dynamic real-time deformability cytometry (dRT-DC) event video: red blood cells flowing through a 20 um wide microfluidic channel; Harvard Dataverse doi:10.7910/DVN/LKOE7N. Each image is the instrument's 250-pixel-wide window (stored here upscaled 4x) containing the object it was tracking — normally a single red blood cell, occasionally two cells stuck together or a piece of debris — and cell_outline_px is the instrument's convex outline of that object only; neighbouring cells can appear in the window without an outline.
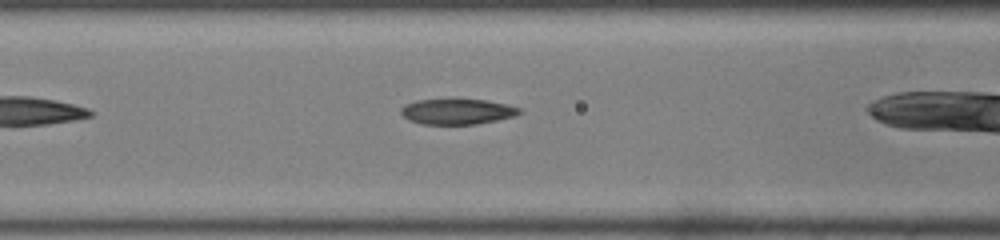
{"species": "common noctule bat (a hibernating species)", "species_latin": "Nyctalus noctula", "temperature_condition": "room temperature", "stored_images_in_passage": 25, "camera_frame_rate_fps": 3000, "um_per_image_px": 0.085, "animal": {"sex": "male", "body_mass_g": 19.0, "forearm_length_mm": 50.8}, "frame": {"image": 1, "passage_image": 5, "time_ms": 1.333, "image_size_px": [1000, 240], "cell_outline_px": [[524, 112], [516, 116], [476, 124], [420, 124], [408, 120], [400, 112], [400, 108], [404, 104], [416, 100], [452, 96], [488, 100], [508, 104], [520, 108]], "centroid_in_image_um": [38.85, 9.42], "position_along_channel_um": 127.7, "area_um2": 18.73}}
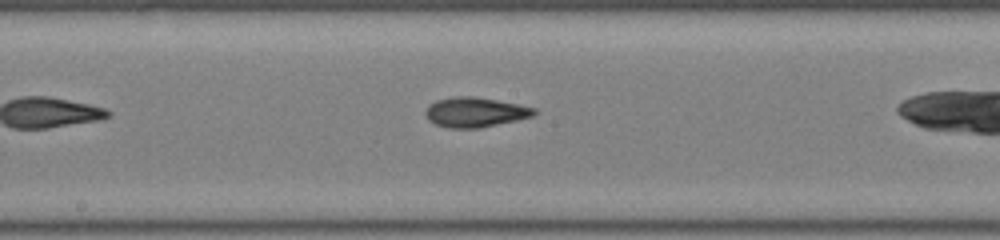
{"frame": {"image": 2, "passage_image": 11, "time_ms": 3.333, "image_size_px": [1000, 240], "cell_outline_px": [[536, 112], [532, 116], [516, 120], [480, 128], [448, 128], [436, 124], [428, 120], [424, 112], [428, 104], [436, 100], [456, 96], [472, 96], [496, 100], [536, 108]], "centroid_in_image_um": [40.33, 9.54], "position_along_channel_um": 207.9, "area_um2": 18.79}}
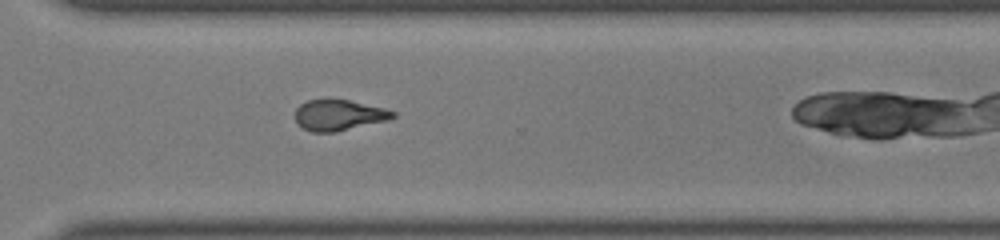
{"frame": {"image": 3, "passage_image": 21, "time_ms": 6.667, "image_size_px": [1000, 240], "cell_outline_px": [[396, 116], [388, 120], [336, 132], [312, 132], [300, 128], [296, 124], [296, 108], [300, 104], [308, 100], [328, 96], [348, 100], [384, 108], [396, 112]], "centroid_in_image_um": [28.75, 9.76], "position_along_channel_um": 341.8, "area_um2": 18.09}}